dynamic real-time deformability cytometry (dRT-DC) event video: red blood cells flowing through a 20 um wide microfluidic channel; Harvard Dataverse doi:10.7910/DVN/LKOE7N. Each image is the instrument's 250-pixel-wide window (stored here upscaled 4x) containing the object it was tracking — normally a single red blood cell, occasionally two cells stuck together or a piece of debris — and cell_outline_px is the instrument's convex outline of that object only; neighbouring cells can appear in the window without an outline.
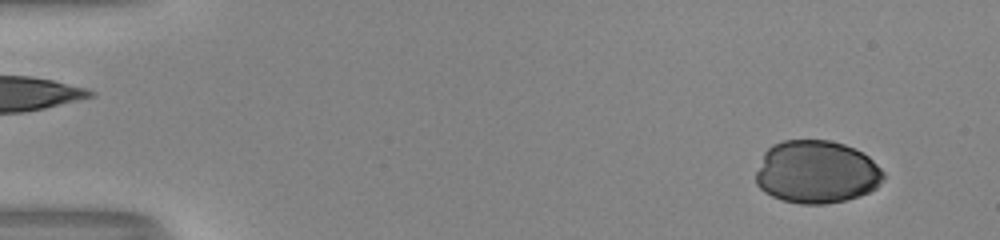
{"species": "human", "species_latin": "Homo sapiens", "temperature_condition": "room temperature", "stored_images_in_passage": 52, "camera_frame_rate_fps": 3000, "um_per_image_px": 0.085, "donor": {"sex": "male"}, "frame": {"image": 1, "passage_image": 4, "time_ms": 1.0, "image_size_px": [1000, 240], "cell_outline_px": [[884, 176], [880, 184], [876, 188], [860, 196], [844, 200], [824, 204], [800, 204], [784, 200], [772, 196], [764, 192], [756, 184], [756, 172], [764, 152], [772, 144], [784, 140], [832, 140], [844, 144], [868, 156], [884, 172]], "centroid_in_image_um": [69.39, 14.62], "position_along_channel_um": 15.6, "area_um2": 46.76}}
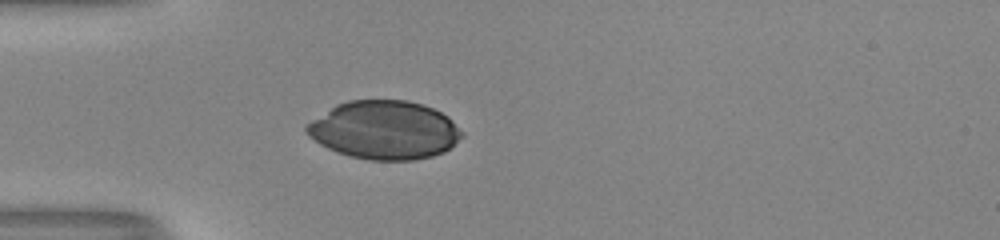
{"frame": {"image": 2, "passage_image": 16, "time_ms": 5.0, "image_size_px": [1000, 240], "cell_outline_px": [[464, 136], [444, 152], [432, 156], [412, 160], [368, 160], [348, 156], [336, 152], [320, 144], [308, 136], [304, 132], [304, 124], [336, 104], [348, 100], [408, 100], [432, 108], [448, 116], [464, 132]], "centroid_in_image_um": [32.64, 11.05], "position_along_channel_um": 52.4, "area_um2": 53.29}}
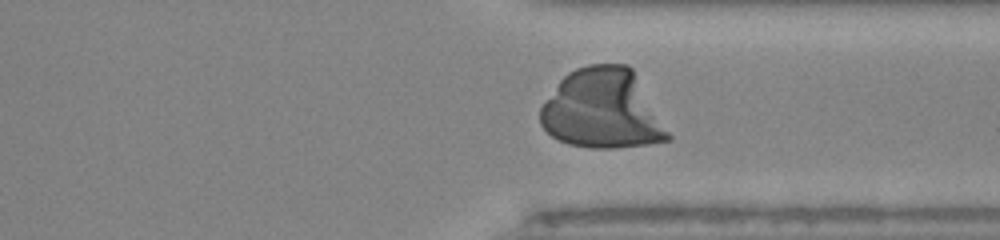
{"frame": {"image": 3, "passage_image": 40, "time_ms": 13.0, "image_size_px": [1000, 240], "cell_outline_px": [[672, 140], [648, 144], [616, 148], [592, 148], [568, 144], [552, 136], [540, 124], [540, 108], [560, 80], [568, 72], [576, 68], [588, 64], [628, 64], [632, 68], [672, 136]], "centroid_in_image_um": [51.22, 9.29], "position_along_channel_um": 360.2, "area_um2": 59.19}}